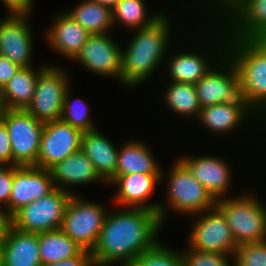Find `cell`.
<instances>
[{"label":"cell","mask_w":266,"mask_h":266,"mask_svg":"<svg viewBox=\"0 0 266 266\" xmlns=\"http://www.w3.org/2000/svg\"><path fill=\"white\" fill-rule=\"evenodd\" d=\"M162 227L158 213L149 209L122 207L108 211L91 251L93 261L130 265L159 241Z\"/></svg>","instance_id":"6da1fadb"},{"label":"cell","mask_w":266,"mask_h":266,"mask_svg":"<svg viewBox=\"0 0 266 266\" xmlns=\"http://www.w3.org/2000/svg\"><path fill=\"white\" fill-rule=\"evenodd\" d=\"M163 13L153 24L133 31L128 47L122 48L121 85L137 88L159 66L163 65L168 57V47L172 40V21ZM171 24V25H170ZM136 31V32H135ZM167 54V55H166ZM166 55V56H165ZM165 56V57H164ZM165 58V59H164Z\"/></svg>","instance_id":"7a4b0ae2"},{"label":"cell","mask_w":266,"mask_h":266,"mask_svg":"<svg viewBox=\"0 0 266 266\" xmlns=\"http://www.w3.org/2000/svg\"><path fill=\"white\" fill-rule=\"evenodd\" d=\"M195 87L201 108L225 103L241 110L248 119L252 118L254 124L255 118L266 121L249 101L237 68L227 54L195 84Z\"/></svg>","instance_id":"3957f363"},{"label":"cell","mask_w":266,"mask_h":266,"mask_svg":"<svg viewBox=\"0 0 266 266\" xmlns=\"http://www.w3.org/2000/svg\"><path fill=\"white\" fill-rule=\"evenodd\" d=\"M226 54L237 68L249 101L266 119V43L227 37Z\"/></svg>","instance_id":"277c9868"},{"label":"cell","mask_w":266,"mask_h":266,"mask_svg":"<svg viewBox=\"0 0 266 266\" xmlns=\"http://www.w3.org/2000/svg\"><path fill=\"white\" fill-rule=\"evenodd\" d=\"M169 171L165 196L167 200L164 203L160 202L158 207L162 225H165L167 212L170 209L178 215L180 213L183 216L185 214L192 216L216 206V199L192 176L189 169L179 159L174 161Z\"/></svg>","instance_id":"5b68a950"},{"label":"cell","mask_w":266,"mask_h":266,"mask_svg":"<svg viewBox=\"0 0 266 266\" xmlns=\"http://www.w3.org/2000/svg\"><path fill=\"white\" fill-rule=\"evenodd\" d=\"M234 196L217 199L216 206L226 217L237 246L266 240V203L253 192Z\"/></svg>","instance_id":"8992f818"},{"label":"cell","mask_w":266,"mask_h":266,"mask_svg":"<svg viewBox=\"0 0 266 266\" xmlns=\"http://www.w3.org/2000/svg\"><path fill=\"white\" fill-rule=\"evenodd\" d=\"M1 121L11 141L13 166H36L44 122L25 109H1Z\"/></svg>","instance_id":"52a82bcc"},{"label":"cell","mask_w":266,"mask_h":266,"mask_svg":"<svg viewBox=\"0 0 266 266\" xmlns=\"http://www.w3.org/2000/svg\"><path fill=\"white\" fill-rule=\"evenodd\" d=\"M107 212L102 202H90L79 194H72L65 209L61 230L83 249L92 251Z\"/></svg>","instance_id":"ba28073f"},{"label":"cell","mask_w":266,"mask_h":266,"mask_svg":"<svg viewBox=\"0 0 266 266\" xmlns=\"http://www.w3.org/2000/svg\"><path fill=\"white\" fill-rule=\"evenodd\" d=\"M214 25L217 26V29H215L214 32L216 33L218 30L220 33L217 32L216 36L218 37H215L214 34L211 36H214L213 38H215V41H213L212 38V42H208L209 45L214 44L213 47H209V45L207 46L209 48L208 50L211 51L209 54L205 52L207 47L204 45L205 49L204 47H201L200 50L202 52H200L199 50H188L186 52L182 50L178 53L177 51L175 53L173 52L170 55L171 57L169 56V59L166 60L168 63H165L164 66L167 64L166 73L168 71V78L170 81L196 84L204 75H206L211 70L215 63H217L226 54L227 33L222 25ZM210 48L214 49L210 50Z\"/></svg>","instance_id":"9c48e42d"},{"label":"cell","mask_w":266,"mask_h":266,"mask_svg":"<svg viewBox=\"0 0 266 266\" xmlns=\"http://www.w3.org/2000/svg\"><path fill=\"white\" fill-rule=\"evenodd\" d=\"M69 72L48 65L39 73L31 103L25 109L42 122L60 120L66 90L72 86Z\"/></svg>","instance_id":"30bf717a"},{"label":"cell","mask_w":266,"mask_h":266,"mask_svg":"<svg viewBox=\"0 0 266 266\" xmlns=\"http://www.w3.org/2000/svg\"><path fill=\"white\" fill-rule=\"evenodd\" d=\"M72 194L55 188L51 193L18 210L10 219L21 231L41 233L61 229L65 209Z\"/></svg>","instance_id":"8fae6325"},{"label":"cell","mask_w":266,"mask_h":266,"mask_svg":"<svg viewBox=\"0 0 266 266\" xmlns=\"http://www.w3.org/2000/svg\"><path fill=\"white\" fill-rule=\"evenodd\" d=\"M192 218L197 219L193 220L187 238L189 249L234 256L238 246L226 217L217 206Z\"/></svg>","instance_id":"7c38bea8"},{"label":"cell","mask_w":266,"mask_h":266,"mask_svg":"<svg viewBox=\"0 0 266 266\" xmlns=\"http://www.w3.org/2000/svg\"><path fill=\"white\" fill-rule=\"evenodd\" d=\"M83 132L61 120L44 123L36 167L49 170L81 149Z\"/></svg>","instance_id":"4fadbf2b"},{"label":"cell","mask_w":266,"mask_h":266,"mask_svg":"<svg viewBox=\"0 0 266 266\" xmlns=\"http://www.w3.org/2000/svg\"><path fill=\"white\" fill-rule=\"evenodd\" d=\"M112 39L109 33L91 35L73 61L93 74L116 78L121 83L122 48Z\"/></svg>","instance_id":"5bb4252c"},{"label":"cell","mask_w":266,"mask_h":266,"mask_svg":"<svg viewBox=\"0 0 266 266\" xmlns=\"http://www.w3.org/2000/svg\"><path fill=\"white\" fill-rule=\"evenodd\" d=\"M30 18L29 15L6 14L0 20V55L20 67L33 64L34 37Z\"/></svg>","instance_id":"9a60e30c"},{"label":"cell","mask_w":266,"mask_h":266,"mask_svg":"<svg viewBox=\"0 0 266 266\" xmlns=\"http://www.w3.org/2000/svg\"><path fill=\"white\" fill-rule=\"evenodd\" d=\"M55 188L50 170L36 166H14L9 217L31 202L48 195Z\"/></svg>","instance_id":"2e32d148"},{"label":"cell","mask_w":266,"mask_h":266,"mask_svg":"<svg viewBox=\"0 0 266 266\" xmlns=\"http://www.w3.org/2000/svg\"><path fill=\"white\" fill-rule=\"evenodd\" d=\"M166 177L162 168V174L133 173L118 176L110 185L117 187L114 204L119 207L145 208L158 213L160 202H150L156 186H160ZM150 202V203H149Z\"/></svg>","instance_id":"e0dca14e"},{"label":"cell","mask_w":266,"mask_h":266,"mask_svg":"<svg viewBox=\"0 0 266 266\" xmlns=\"http://www.w3.org/2000/svg\"><path fill=\"white\" fill-rule=\"evenodd\" d=\"M184 156L178 159L216 200L226 197L233 182L230 162L216 155Z\"/></svg>","instance_id":"ac0fdd59"},{"label":"cell","mask_w":266,"mask_h":266,"mask_svg":"<svg viewBox=\"0 0 266 266\" xmlns=\"http://www.w3.org/2000/svg\"><path fill=\"white\" fill-rule=\"evenodd\" d=\"M221 24L227 37L262 39L266 35V0H243Z\"/></svg>","instance_id":"d6986e66"},{"label":"cell","mask_w":266,"mask_h":266,"mask_svg":"<svg viewBox=\"0 0 266 266\" xmlns=\"http://www.w3.org/2000/svg\"><path fill=\"white\" fill-rule=\"evenodd\" d=\"M51 28L44 34L52 50L73 61L81 52L82 46L91 36L65 10L56 14Z\"/></svg>","instance_id":"ffe728a7"},{"label":"cell","mask_w":266,"mask_h":266,"mask_svg":"<svg viewBox=\"0 0 266 266\" xmlns=\"http://www.w3.org/2000/svg\"><path fill=\"white\" fill-rule=\"evenodd\" d=\"M49 170L55 187L71 194L78 193L71 190L74 186L94 184L95 182L105 183L99 177L91 160L81 149L56 163Z\"/></svg>","instance_id":"44dd1931"},{"label":"cell","mask_w":266,"mask_h":266,"mask_svg":"<svg viewBox=\"0 0 266 266\" xmlns=\"http://www.w3.org/2000/svg\"><path fill=\"white\" fill-rule=\"evenodd\" d=\"M2 241L3 266H42L39 233L21 231L10 224Z\"/></svg>","instance_id":"7402d4cb"},{"label":"cell","mask_w":266,"mask_h":266,"mask_svg":"<svg viewBox=\"0 0 266 266\" xmlns=\"http://www.w3.org/2000/svg\"><path fill=\"white\" fill-rule=\"evenodd\" d=\"M81 150L93 163L99 177L108 184L116 174L118 148L115 144L95 129L83 132Z\"/></svg>","instance_id":"603a6c76"},{"label":"cell","mask_w":266,"mask_h":266,"mask_svg":"<svg viewBox=\"0 0 266 266\" xmlns=\"http://www.w3.org/2000/svg\"><path fill=\"white\" fill-rule=\"evenodd\" d=\"M149 147L145 141L140 140H129L121 144L120 148L118 147L116 174L108 184L121 175L162 174V167Z\"/></svg>","instance_id":"cb8c5ba5"},{"label":"cell","mask_w":266,"mask_h":266,"mask_svg":"<svg viewBox=\"0 0 266 266\" xmlns=\"http://www.w3.org/2000/svg\"><path fill=\"white\" fill-rule=\"evenodd\" d=\"M48 64L21 67L0 91V109H26L31 103L39 73Z\"/></svg>","instance_id":"d4e9b609"},{"label":"cell","mask_w":266,"mask_h":266,"mask_svg":"<svg viewBox=\"0 0 266 266\" xmlns=\"http://www.w3.org/2000/svg\"><path fill=\"white\" fill-rule=\"evenodd\" d=\"M247 118L241 110L221 103L201 108L197 121H200L199 124H203L213 135L220 137L221 134L225 136L231 131L233 133V130L238 129L241 124L246 125L244 123L249 122Z\"/></svg>","instance_id":"484cf974"},{"label":"cell","mask_w":266,"mask_h":266,"mask_svg":"<svg viewBox=\"0 0 266 266\" xmlns=\"http://www.w3.org/2000/svg\"><path fill=\"white\" fill-rule=\"evenodd\" d=\"M66 12L91 35H103L113 30L112 9L95 1L82 0Z\"/></svg>","instance_id":"4316f807"},{"label":"cell","mask_w":266,"mask_h":266,"mask_svg":"<svg viewBox=\"0 0 266 266\" xmlns=\"http://www.w3.org/2000/svg\"><path fill=\"white\" fill-rule=\"evenodd\" d=\"M82 250L83 248L61 229L39 233V254L42 265L72 258Z\"/></svg>","instance_id":"83f0119b"},{"label":"cell","mask_w":266,"mask_h":266,"mask_svg":"<svg viewBox=\"0 0 266 266\" xmlns=\"http://www.w3.org/2000/svg\"><path fill=\"white\" fill-rule=\"evenodd\" d=\"M162 94L163 103L183 118H198L201 111L195 84L170 81Z\"/></svg>","instance_id":"f1b7e54d"},{"label":"cell","mask_w":266,"mask_h":266,"mask_svg":"<svg viewBox=\"0 0 266 266\" xmlns=\"http://www.w3.org/2000/svg\"><path fill=\"white\" fill-rule=\"evenodd\" d=\"M147 11L145 0H119L112 8L113 27L122 24L133 31L153 24L164 13L162 10L149 16Z\"/></svg>","instance_id":"f546056e"},{"label":"cell","mask_w":266,"mask_h":266,"mask_svg":"<svg viewBox=\"0 0 266 266\" xmlns=\"http://www.w3.org/2000/svg\"><path fill=\"white\" fill-rule=\"evenodd\" d=\"M71 87H69L64 96V103L60 120L70 124L72 127L81 130L82 132L93 131L97 129L96 123L93 122L89 114V107L84 99L71 98ZM71 93V94H70Z\"/></svg>","instance_id":"4dcf8cb0"},{"label":"cell","mask_w":266,"mask_h":266,"mask_svg":"<svg viewBox=\"0 0 266 266\" xmlns=\"http://www.w3.org/2000/svg\"><path fill=\"white\" fill-rule=\"evenodd\" d=\"M129 266H185L181 252L158 241L141 253Z\"/></svg>","instance_id":"1f68e13d"},{"label":"cell","mask_w":266,"mask_h":266,"mask_svg":"<svg viewBox=\"0 0 266 266\" xmlns=\"http://www.w3.org/2000/svg\"><path fill=\"white\" fill-rule=\"evenodd\" d=\"M234 266H266V240L237 247Z\"/></svg>","instance_id":"d6a6232c"},{"label":"cell","mask_w":266,"mask_h":266,"mask_svg":"<svg viewBox=\"0 0 266 266\" xmlns=\"http://www.w3.org/2000/svg\"><path fill=\"white\" fill-rule=\"evenodd\" d=\"M181 254L185 266H234V263H232L234 261H231L234 260L233 256L226 254L203 252L195 249L183 250Z\"/></svg>","instance_id":"836d02e7"},{"label":"cell","mask_w":266,"mask_h":266,"mask_svg":"<svg viewBox=\"0 0 266 266\" xmlns=\"http://www.w3.org/2000/svg\"><path fill=\"white\" fill-rule=\"evenodd\" d=\"M13 165H0V207L4 208L9 216V200L13 184ZM4 206V207H3Z\"/></svg>","instance_id":"e575fe53"},{"label":"cell","mask_w":266,"mask_h":266,"mask_svg":"<svg viewBox=\"0 0 266 266\" xmlns=\"http://www.w3.org/2000/svg\"><path fill=\"white\" fill-rule=\"evenodd\" d=\"M204 1H206V0H204ZM209 1L212 4H210ZM242 1L243 0H207V2H208L207 6L211 5V7L212 6L214 7V9L217 7L216 8L217 10H215V11H217V13H214L213 16H211V17L215 16L216 21L219 20V21L215 22V19L214 18L212 19L210 17V20L208 19V22L210 23V21H212L211 22L212 24H219L220 23V25H221V23L224 22L231 15V13L242 3ZM216 14L217 15L219 14V15L216 16Z\"/></svg>","instance_id":"d590c367"},{"label":"cell","mask_w":266,"mask_h":266,"mask_svg":"<svg viewBox=\"0 0 266 266\" xmlns=\"http://www.w3.org/2000/svg\"><path fill=\"white\" fill-rule=\"evenodd\" d=\"M0 165H13L11 141L6 125L0 121Z\"/></svg>","instance_id":"8d00e7d4"},{"label":"cell","mask_w":266,"mask_h":266,"mask_svg":"<svg viewBox=\"0 0 266 266\" xmlns=\"http://www.w3.org/2000/svg\"><path fill=\"white\" fill-rule=\"evenodd\" d=\"M35 0H1L6 6L7 14L30 15L33 11Z\"/></svg>","instance_id":"74e56055"},{"label":"cell","mask_w":266,"mask_h":266,"mask_svg":"<svg viewBox=\"0 0 266 266\" xmlns=\"http://www.w3.org/2000/svg\"><path fill=\"white\" fill-rule=\"evenodd\" d=\"M93 262L91 251L83 249L78 255L42 266H89Z\"/></svg>","instance_id":"f35d334b"},{"label":"cell","mask_w":266,"mask_h":266,"mask_svg":"<svg viewBox=\"0 0 266 266\" xmlns=\"http://www.w3.org/2000/svg\"><path fill=\"white\" fill-rule=\"evenodd\" d=\"M20 68L18 64L0 55V91Z\"/></svg>","instance_id":"ab89813d"},{"label":"cell","mask_w":266,"mask_h":266,"mask_svg":"<svg viewBox=\"0 0 266 266\" xmlns=\"http://www.w3.org/2000/svg\"><path fill=\"white\" fill-rule=\"evenodd\" d=\"M10 224H11V219L8 216L6 210L0 207V240H3L4 235L6 234V231L10 226Z\"/></svg>","instance_id":"60d3db41"},{"label":"cell","mask_w":266,"mask_h":266,"mask_svg":"<svg viewBox=\"0 0 266 266\" xmlns=\"http://www.w3.org/2000/svg\"><path fill=\"white\" fill-rule=\"evenodd\" d=\"M92 1H95L101 5L107 6L112 9L118 3L119 0H92Z\"/></svg>","instance_id":"b9f144b4"},{"label":"cell","mask_w":266,"mask_h":266,"mask_svg":"<svg viewBox=\"0 0 266 266\" xmlns=\"http://www.w3.org/2000/svg\"><path fill=\"white\" fill-rule=\"evenodd\" d=\"M113 266L115 264H110V263H98L93 261L89 266ZM120 266H129V265H125V264H120Z\"/></svg>","instance_id":"7bdbcfd3"},{"label":"cell","mask_w":266,"mask_h":266,"mask_svg":"<svg viewBox=\"0 0 266 266\" xmlns=\"http://www.w3.org/2000/svg\"><path fill=\"white\" fill-rule=\"evenodd\" d=\"M0 266H3V241L0 240Z\"/></svg>","instance_id":"ee69618b"},{"label":"cell","mask_w":266,"mask_h":266,"mask_svg":"<svg viewBox=\"0 0 266 266\" xmlns=\"http://www.w3.org/2000/svg\"><path fill=\"white\" fill-rule=\"evenodd\" d=\"M262 40L266 43V35L262 38Z\"/></svg>","instance_id":"f6af8a7d"}]
</instances>
